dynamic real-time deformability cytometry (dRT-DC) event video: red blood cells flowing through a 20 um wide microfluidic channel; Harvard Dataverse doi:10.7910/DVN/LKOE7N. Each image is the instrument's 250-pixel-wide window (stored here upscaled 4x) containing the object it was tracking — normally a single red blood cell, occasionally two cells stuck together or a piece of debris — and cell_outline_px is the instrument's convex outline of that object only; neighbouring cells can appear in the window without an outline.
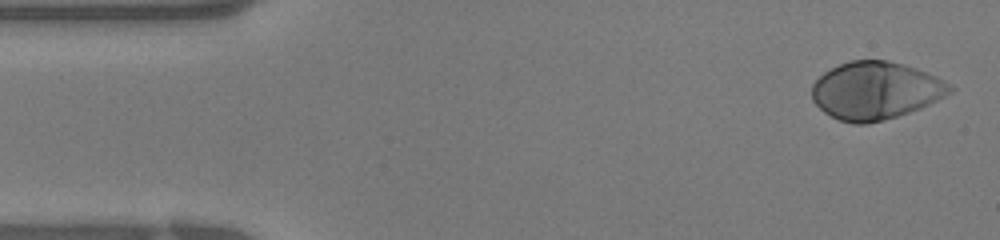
{"species": "human", "species_latin": "Homo sapiens", "temperature_condition": "warm", "stored_images_in_passage": 38, "camera_frame_rate_fps": 3000, "um_per_image_px": 0.085, "donor": {"sex": "female"}, "frame": {"image": 1, "passage_image": 1, "time_ms": 0.0, "image_size_px": [1000, 240], "cell_outline_px": [[956, 88], [952, 92], [920, 108], [884, 120], [868, 124], [852, 124], [840, 120], [824, 112], [812, 100], [812, 84], [824, 72], [848, 60], [888, 60], [916, 68], [936, 76], [952, 84]], "centroid_in_image_um": [74.43, 7.7], "position_along_channel_um": 10.6, "area_um2": 46.36}}
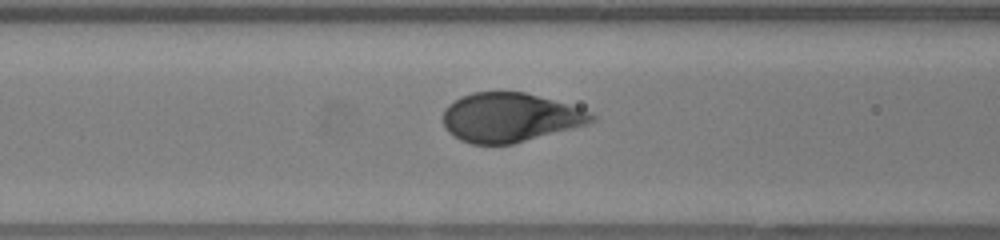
{"frame": {"image": 2, "passage_image": 14, "time_ms": 4.333, "image_size_px": [1000, 240], "cell_outline_px": [[596, 120], [588, 124], [512, 144], [472, 144], [460, 140], [448, 132], [444, 128], [444, 108], [448, 104], [460, 96], [472, 92], [524, 92], [580, 108], [592, 112], [596, 116]], "centroid_in_image_um": [43.32, 9.99], "position_along_channel_um": 123.3, "area_um2": 42.37}}
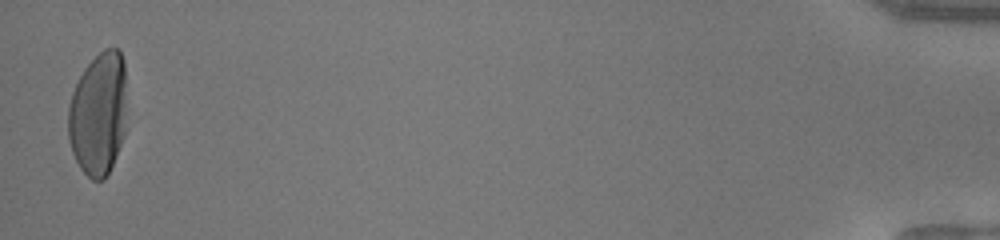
{"frame": {"image": 3, "passage_image": 38, "time_ms": 12.333, "image_size_px": [1000, 240], "cell_outline_px": [[124, 136], [112, 164], [104, 180], [92, 180], [80, 168], [72, 152], [68, 140], [68, 108], [72, 92], [84, 68], [104, 48], [120, 48], [124, 60]], "centroid_in_image_um": [8.33, 9.67], "position_along_channel_um": 426.9, "area_um2": 41.79}}